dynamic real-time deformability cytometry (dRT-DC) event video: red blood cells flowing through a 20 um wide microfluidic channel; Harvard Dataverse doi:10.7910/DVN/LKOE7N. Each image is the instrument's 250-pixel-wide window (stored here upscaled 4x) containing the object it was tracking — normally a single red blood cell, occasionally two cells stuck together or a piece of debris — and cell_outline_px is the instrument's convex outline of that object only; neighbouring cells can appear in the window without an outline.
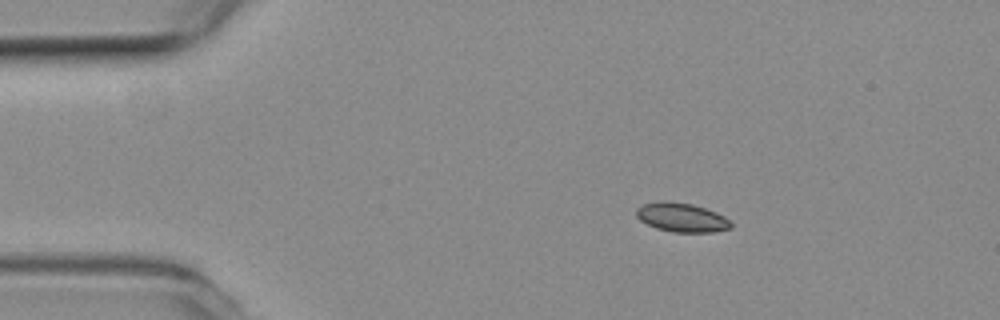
{"species": "common noctule bat (a hibernating species)", "species_latin": "Nyctalus noctula", "temperature_condition": "room temperature", "stored_images_in_passage": 5, "camera_frame_rate_fps": 3000, "um_per_image_px": 0.085, "animal": {"sex": "female", "body_mass_g": 19.3, "forearm_length_mm": 54.1}, "frame": {"image": 1, "passage_image": 3, "time_ms": 0.667, "image_size_px": [1000, 320], "cell_outline_px": [[732, 228], [716, 232], [672, 232], [656, 228], [640, 220], [636, 216], [636, 208], [644, 204], [692, 204], [716, 212], [724, 216], [732, 224]], "centroid_in_image_um": [58.0, 18.54], "position_along_channel_um": 27.0, "area_um2": 15.32}}